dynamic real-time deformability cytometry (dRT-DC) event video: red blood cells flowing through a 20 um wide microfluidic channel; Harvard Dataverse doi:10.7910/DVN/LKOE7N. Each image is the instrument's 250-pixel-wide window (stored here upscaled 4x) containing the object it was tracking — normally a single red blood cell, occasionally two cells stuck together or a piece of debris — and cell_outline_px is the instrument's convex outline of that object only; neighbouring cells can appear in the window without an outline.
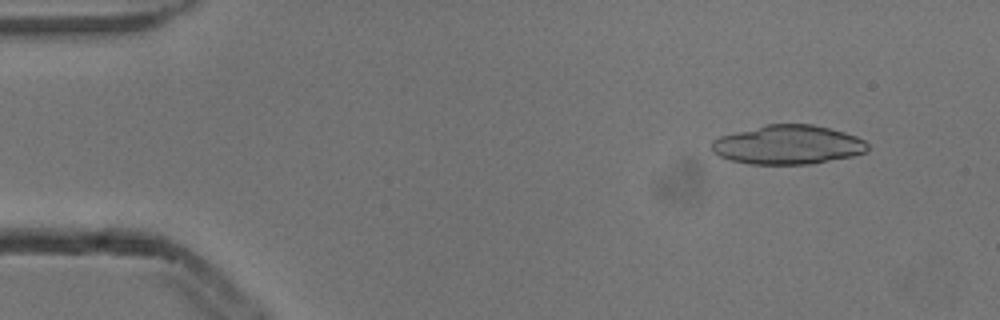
{"species": "common noctule bat (a hibernating species)", "species_latin": "Nyctalus noctula", "temperature_condition": "cold", "stored_images_in_passage": 6, "camera_frame_rate_fps": 3000, "um_per_image_px": 0.085, "animal": {"sex": "male", "body_mass_g": 13.3}, "frame": {"image": 1, "passage_image": 2, "time_ms": 0.333, "image_size_px": [1000, 320], "cell_outline_px": [[868, 148], [864, 152], [852, 156], [812, 164], [748, 164], [728, 160], [712, 152], [712, 140], [720, 136], [768, 124], [812, 124], [844, 132], [856, 136], [864, 140], [868, 144]], "centroid_in_image_um": [66.96, 12.31], "position_along_channel_um": 18.0, "area_um2": 35.43}}